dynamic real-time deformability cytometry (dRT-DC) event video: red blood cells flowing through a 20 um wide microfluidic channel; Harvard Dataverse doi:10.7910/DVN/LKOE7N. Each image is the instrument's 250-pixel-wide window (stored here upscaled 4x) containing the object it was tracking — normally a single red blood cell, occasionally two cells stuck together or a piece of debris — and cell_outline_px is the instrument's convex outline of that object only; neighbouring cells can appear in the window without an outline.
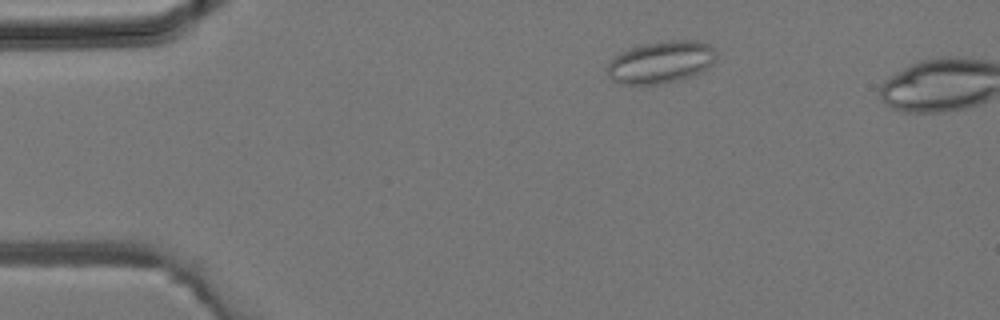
{"species": "common noctule bat (a hibernating species)", "species_latin": "Nyctalus noctula", "temperature_condition": "room temperature", "stored_images_in_passage": 3, "camera_frame_rate_fps": 3000, "um_per_image_px": 0.085, "animal": {"sex": "male", "body_mass_g": 19.2, "forearm_length_mm": 51.8}, "frame": {"image": 1, "passage_image": 1, "time_ms": 0.0, "image_size_px": [1000, 320], "cell_outline_px": [[716, 60], [708, 68], [700, 72], [676, 80], [660, 84], [620, 84], [612, 80], [608, 76], [608, 64], [620, 52], [644, 44], [668, 40], [696, 40], [708, 44], [716, 48]], "centroid_in_image_um": [56.21, 5.27], "position_along_channel_um": 28.8, "area_um2": 26.65}}